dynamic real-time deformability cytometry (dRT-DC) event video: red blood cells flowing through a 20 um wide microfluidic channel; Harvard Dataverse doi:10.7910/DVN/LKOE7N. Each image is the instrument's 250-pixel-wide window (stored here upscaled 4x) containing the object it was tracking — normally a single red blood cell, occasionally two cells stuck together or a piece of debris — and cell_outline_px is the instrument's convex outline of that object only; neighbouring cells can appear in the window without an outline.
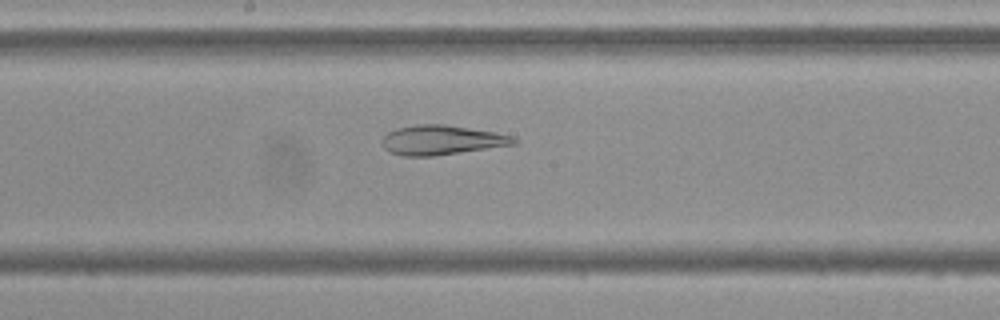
{"species": "Egyptian fruit bat (a non-hibernating species)", "species_latin": "Rousettus aegyptiacus", "temperature_condition": "cold", "stored_images_in_passage": 53, "camera_frame_rate_fps": 3000, "um_per_image_px": 0.085, "frame": {"image": 1, "passage_image": 27, "time_ms": 8.667, "image_size_px": [1000, 320], "cell_outline_px": [[520, 140], [516, 144], [432, 156], [404, 156], [388, 152], [384, 148], [380, 140], [388, 132], [396, 128], [416, 124], [444, 124], [496, 132], [516, 136]], "centroid_in_image_um": [37.54, 11.89], "position_along_channel_um": 210.7, "area_um2": 22.89}}
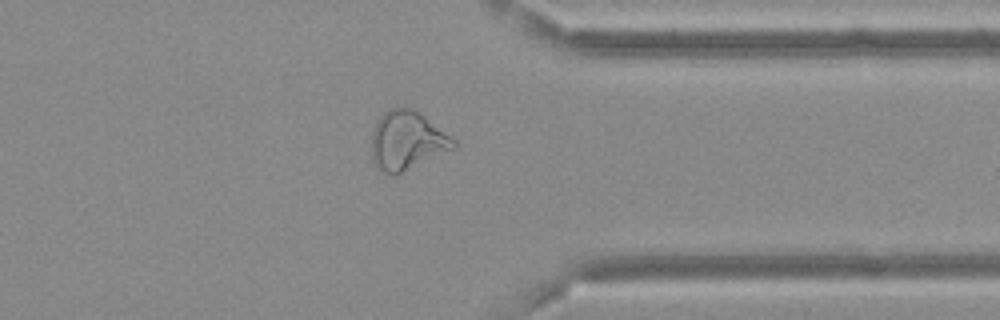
{"frame": {"image": 2, "passage_image": 41, "time_ms": 13.333, "image_size_px": [1000, 320], "cell_outline_px": [[456, 144], [452, 148], [396, 176], [392, 176], [376, 168], [372, 160], [372, 132], [380, 116], [384, 112], [392, 108], [416, 108], [456, 140]], "centroid_in_image_um": [34.58, 11.95], "position_along_channel_um": 376.8, "area_um2": 28.09}}
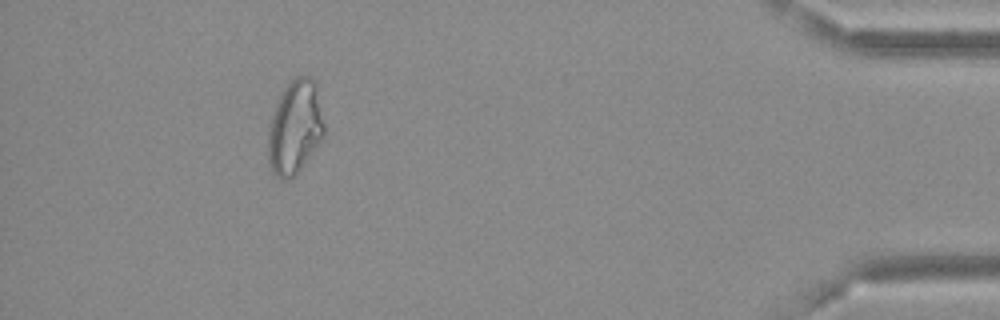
{"frame": {"image": 3, "passage_image": 48, "time_ms": 15.667, "image_size_px": [1000, 320], "cell_outline_px": [[324, 140], [292, 180], [280, 180], [272, 172], [268, 164], [268, 128], [276, 104], [284, 88], [296, 76], [308, 76], [316, 84], [324, 124]], "centroid_in_image_um": [25.08, 10.9], "position_along_channel_um": 410.1, "area_um2": 31.04}, "authors_computed_cell_mechanics": {"area_um2": 29.0734, "velocity_mm_per_s": 3.6804, "shape_relaxation_time_tau1_ms": null, "shape_relaxation_time_tau2_ms": 4.885, "deformation_change_tau1": null, "deformation_change_tau2": 0.1129}}